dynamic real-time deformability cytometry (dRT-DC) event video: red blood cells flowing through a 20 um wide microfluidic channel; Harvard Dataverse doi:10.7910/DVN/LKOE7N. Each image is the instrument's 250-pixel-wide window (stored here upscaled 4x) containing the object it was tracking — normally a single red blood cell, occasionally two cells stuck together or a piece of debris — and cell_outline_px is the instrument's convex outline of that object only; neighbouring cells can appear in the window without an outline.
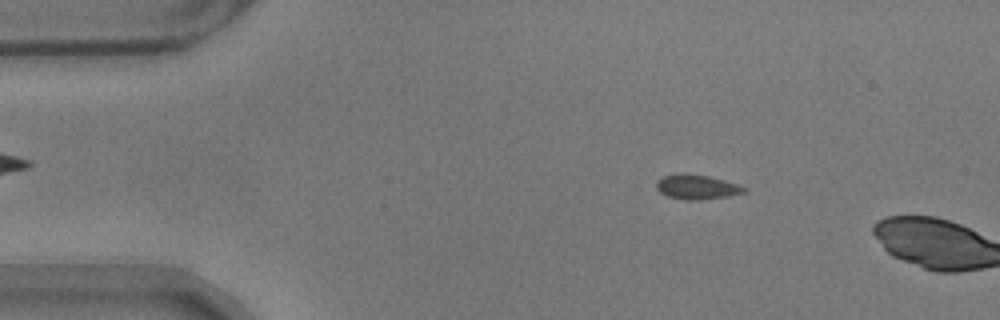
{"species": "common noctule bat (a hibernating species)", "species_latin": "Nyctalus noctula", "temperature_condition": "warm", "stored_images_in_passage": 7, "camera_frame_rate_fps": 3000, "um_per_image_px": 0.085, "animal": {"sex": "male", "body_mass_g": 17.9}, "frame": {"image": 1, "passage_image": 5, "time_ms": 1.333, "image_size_px": [1000, 320], "cell_outline_px": [[748, 188], [744, 192], [728, 196], [700, 200], [688, 200], [668, 196], [660, 192], [656, 188], [656, 180], [664, 176], [684, 172], [708, 176], [724, 180]], "centroid_in_image_um": [59.2, 15.88], "position_along_channel_um": 25.8, "area_um2": 12.54}}